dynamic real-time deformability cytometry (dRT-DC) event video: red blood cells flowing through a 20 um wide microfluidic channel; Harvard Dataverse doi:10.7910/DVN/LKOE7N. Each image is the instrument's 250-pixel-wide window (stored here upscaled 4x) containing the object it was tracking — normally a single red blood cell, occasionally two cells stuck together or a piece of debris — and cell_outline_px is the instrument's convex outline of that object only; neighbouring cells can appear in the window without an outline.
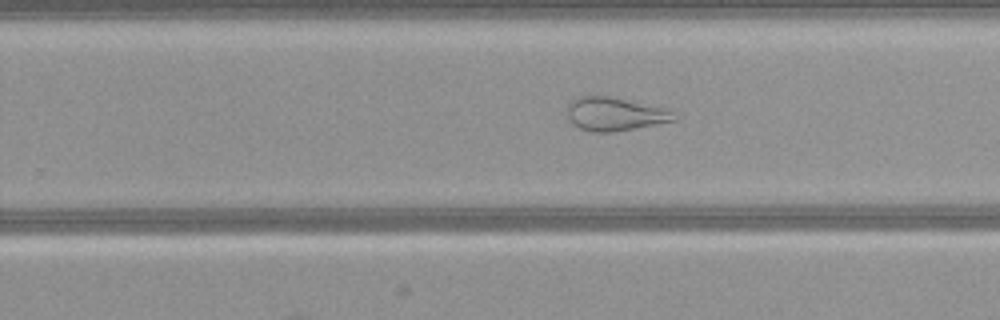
{"species": "common noctule bat (a hibernating species)", "species_latin": "Nyctalus noctula", "temperature_condition": "warm", "stored_images_in_passage": 35, "camera_frame_rate_fps": 3000, "um_per_image_px": 0.085, "animal": {"sex": "female", "body_mass_g": 21.9}, "frame": {"image": 1, "passage_image": 16, "time_ms": 5.0, "image_size_px": [1000, 320], "cell_outline_px": [[676, 120], [612, 132], [592, 132], [580, 128], [572, 124], [568, 120], [568, 104], [572, 100], [580, 96], [608, 96], [660, 108], [672, 112]], "centroid_in_image_um": [52.16, 9.7], "position_along_channel_um": 277.6, "area_um2": 20.17}}